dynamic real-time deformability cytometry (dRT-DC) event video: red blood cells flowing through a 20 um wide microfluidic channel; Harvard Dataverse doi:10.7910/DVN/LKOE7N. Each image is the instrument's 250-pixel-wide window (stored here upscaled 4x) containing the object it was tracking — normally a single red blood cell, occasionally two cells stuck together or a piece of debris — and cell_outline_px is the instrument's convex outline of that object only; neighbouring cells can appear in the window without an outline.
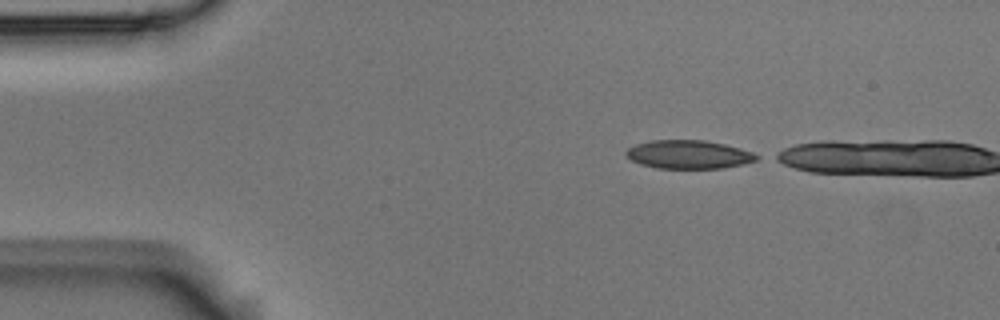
{"species": "Egyptian fruit bat (a non-hibernating species)", "species_latin": "Rousettus aegyptiacus", "temperature_condition": "room temperature", "stored_images_in_passage": 2, "camera_frame_rate_fps": 3000, "um_per_image_px": 0.085, "animal": {"sex": "male"}, "frame": {"image": 1, "passage_image": 1, "time_ms": 0.0, "image_size_px": [1000, 320], "cell_outline_px": [[760, 156], [756, 160], [744, 164], [720, 168], [656, 168], [640, 164], [624, 156], [624, 152], [628, 148], [636, 144], [648, 140], [704, 140], [724, 144], [740, 148], [752, 152]], "centroid_in_image_um": [58.5, 13.12], "position_along_channel_um": 26.5, "area_um2": 21.73}}